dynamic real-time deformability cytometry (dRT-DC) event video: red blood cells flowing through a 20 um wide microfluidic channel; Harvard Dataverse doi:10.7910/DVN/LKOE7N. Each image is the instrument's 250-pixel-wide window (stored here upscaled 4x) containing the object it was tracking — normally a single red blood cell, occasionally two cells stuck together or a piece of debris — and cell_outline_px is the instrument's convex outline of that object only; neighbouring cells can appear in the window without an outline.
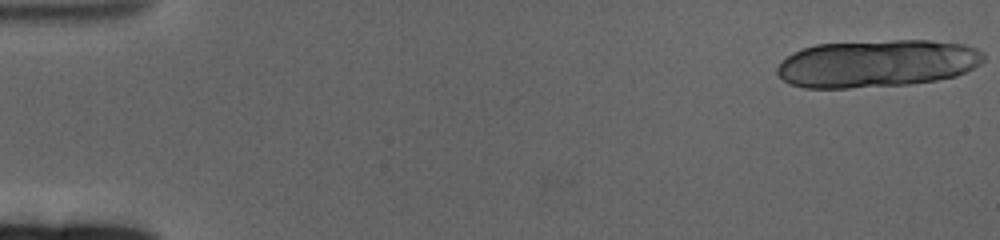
{"species": "human", "species_latin": "Homo sapiens", "temperature_condition": "cold", "stored_images_in_passage": 22, "camera_frame_rate_fps": 3000, "um_per_image_px": 0.085, "donor": {"sex": "female"}, "frame": {"image": 1, "passage_image": 1, "time_ms": 0.0, "image_size_px": [1000, 240], "cell_outline_px": [[984, 60], [980, 64], [956, 76], [936, 80], [908, 84], [848, 88], [804, 88], [788, 84], [776, 72], [776, 68], [792, 52], [816, 44], [896, 40], [928, 40], [964, 44], [976, 48], [984, 52]], "centroid_in_image_um": [74.54, 5.4], "position_along_channel_um": 10.5, "area_um2": 57.16}}